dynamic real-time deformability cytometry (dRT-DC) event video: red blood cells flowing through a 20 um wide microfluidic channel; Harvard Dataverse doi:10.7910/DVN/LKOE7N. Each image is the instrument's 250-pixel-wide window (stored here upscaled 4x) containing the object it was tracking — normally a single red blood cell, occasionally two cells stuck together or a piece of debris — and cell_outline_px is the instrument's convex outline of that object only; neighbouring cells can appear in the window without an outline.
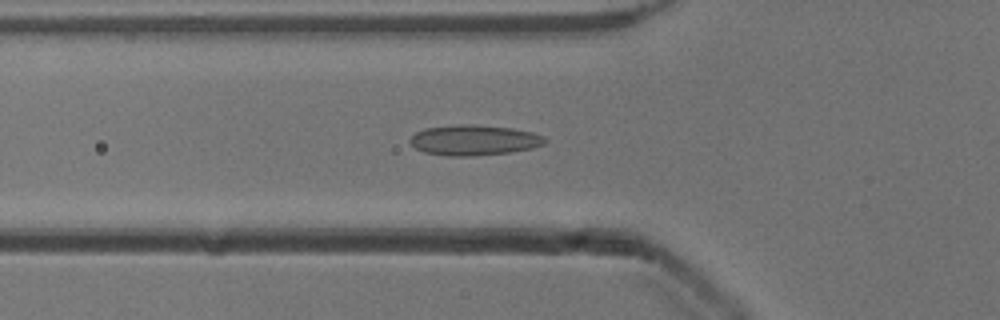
{"species": "common noctule bat (a hibernating species)", "species_latin": "Nyctalus noctula", "temperature_condition": "cold", "stored_images_in_passage": 28, "camera_frame_rate_fps": 3000, "um_per_image_px": 0.085, "animal": {"sex": "male", "body_mass_g": 13.3}, "frame": {"image": 1, "passage_image": 6, "time_ms": 1.667, "image_size_px": [1000, 320], "cell_outline_px": [[548, 140], [544, 144], [532, 148], [508, 152], [472, 156], [448, 156], [424, 152], [416, 148], [408, 140], [416, 132], [424, 128], [460, 124], [472, 124], [512, 128], [532, 132], [544, 136]], "centroid_in_image_um": [40.29, 11.9], "position_along_channel_um": 85.5, "area_um2": 23.87}}
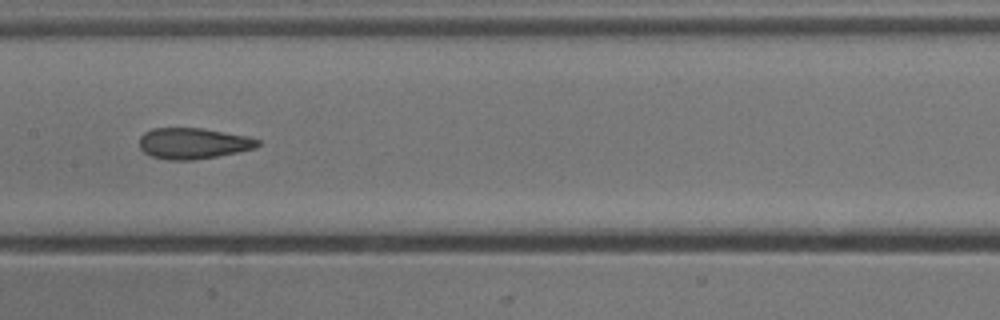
{"frame": {"image": 2, "passage_image": 14, "time_ms": 4.333, "image_size_px": [1000, 320], "cell_outline_px": [[260, 144], [256, 148], [216, 156], [192, 160], [168, 160], [152, 156], [144, 152], [140, 148], [140, 136], [144, 132], [152, 128], [204, 128], [248, 136], [260, 140]], "centroid_in_image_um": [16.42, 12.18], "position_along_channel_um": 191.0, "area_um2": 21.39}}
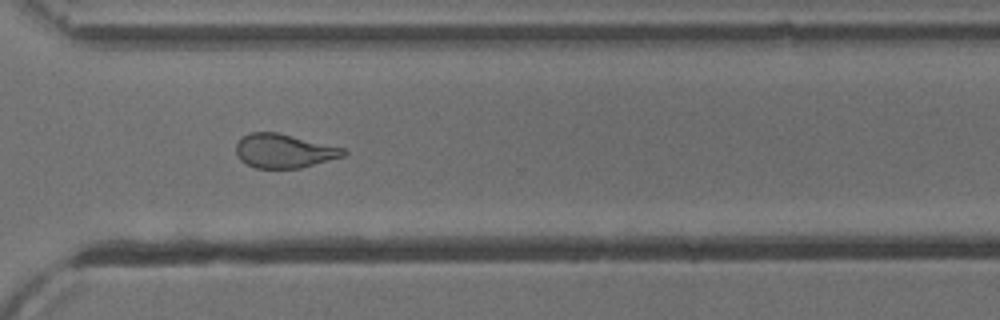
{"frame": {"image": 3, "passage_image": 26, "time_ms": 8.333, "image_size_px": [1000, 320], "cell_outline_px": [[348, 152], [344, 156], [300, 168], [256, 168], [240, 160], [236, 152], [236, 144], [244, 136], [252, 132], [276, 132], [344, 148]], "centroid_in_image_um": [24.15, 12.83], "position_along_channel_um": 346.5, "area_um2": 20.98}, "authors_computed_cell_mechanics": {"area_um2": 21.386, "velocity_mm_per_s": 3.9075, "shape_relaxation_time_tau1_ms": null, "shape_relaxation_time_tau2_ms": 1.7438, "deformation_change_tau1": null, "deformation_change_tau2": 0.1002}}